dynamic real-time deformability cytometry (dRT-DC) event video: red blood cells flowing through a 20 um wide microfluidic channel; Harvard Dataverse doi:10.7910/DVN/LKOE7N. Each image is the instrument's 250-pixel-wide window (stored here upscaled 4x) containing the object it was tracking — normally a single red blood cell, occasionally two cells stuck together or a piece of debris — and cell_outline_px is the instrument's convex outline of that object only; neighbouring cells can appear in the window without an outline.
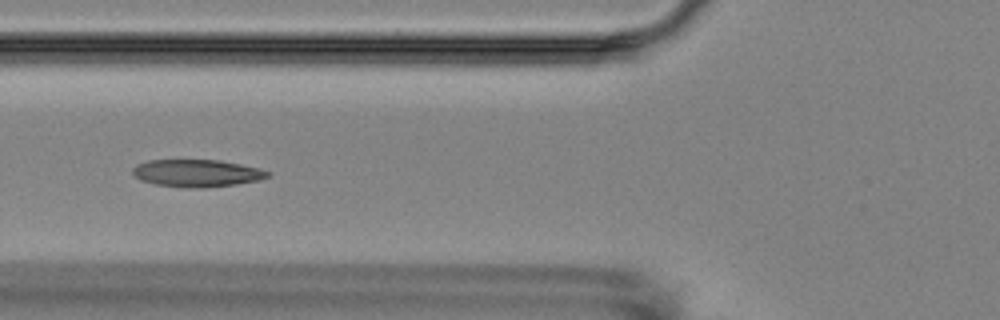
{"species": "Egyptian fruit bat (a non-hibernating species)", "species_latin": "Rousettus aegyptiacus", "temperature_condition": "room temperature", "stored_images_in_passage": 9, "camera_frame_rate_fps": 3000, "um_per_image_px": 0.085, "animal": {"sex": "female"}, "frame": {"image": 1, "passage_image": 6, "time_ms": 6.667, "image_size_px": [1000, 320], "cell_outline_px": [[272, 176], [260, 180], [236, 184], [204, 188], [184, 188], [156, 184], [140, 180], [132, 172], [132, 168], [136, 164], [148, 160], [220, 160], [260, 168], [272, 172]], "centroid_in_image_um": [16.77, 14.72], "position_along_channel_um": 109.0, "area_um2": 21.79}}
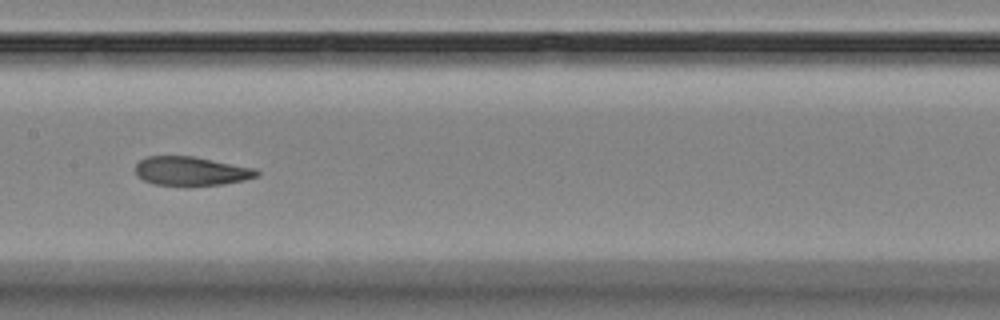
{"frame": {"image": 2, "passage_image": 8, "time_ms": 9.0, "image_size_px": [1000, 320], "cell_outline_px": [[260, 176], [244, 180], [220, 184], [188, 188], [184, 188], [152, 184], [136, 176], [136, 164], [144, 156], [192, 156], [252, 168], [260, 172]], "centroid_in_image_um": [16.18, 14.58], "position_along_channel_um": 191.2, "area_um2": 20.98}}
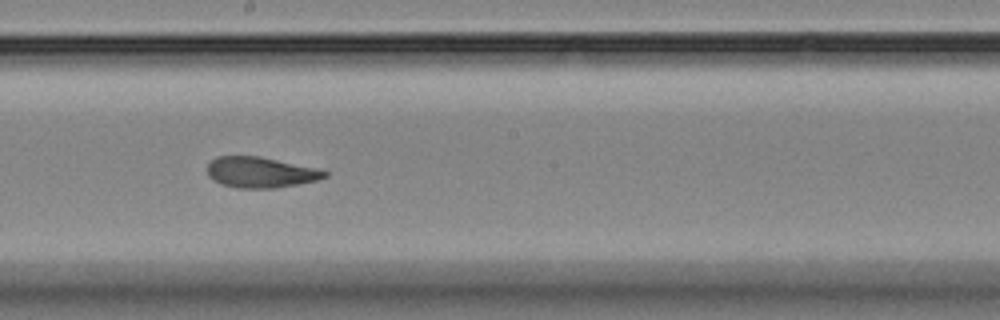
{"frame": {"image": 3, "passage_image": 9, "time_ms": 10.0, "image_size_px": [1000, 320], "cell_outline_px": [[328, 176], [320, 180], [276, 188], [236, 188], [220, 184], [212, 180], [208, 176], [208, 164], [216, 156], [260, 156], [320, 168], [328, 172]], "centroid_in_image_um": [22.18, 14.65], "position_along_channel_um": 226.0, "area_um2": 21.39}}